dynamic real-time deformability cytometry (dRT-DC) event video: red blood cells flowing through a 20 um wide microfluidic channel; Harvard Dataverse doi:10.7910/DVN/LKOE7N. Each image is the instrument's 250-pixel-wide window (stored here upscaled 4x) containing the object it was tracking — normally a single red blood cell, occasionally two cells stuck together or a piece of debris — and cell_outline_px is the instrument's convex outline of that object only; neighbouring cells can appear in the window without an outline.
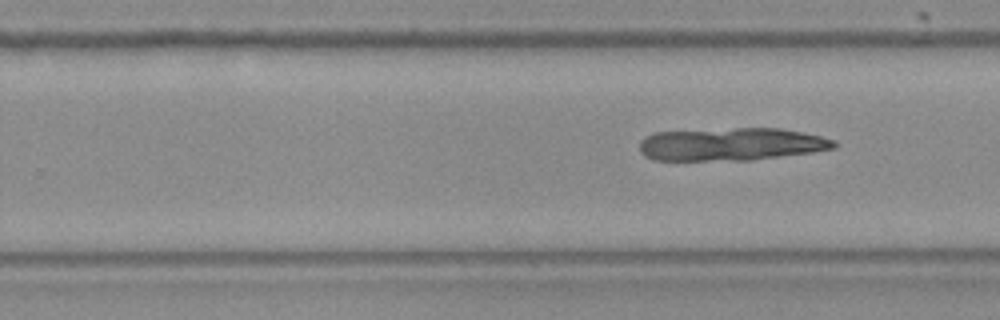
{"species": "Egyptian fruit bat (a non-hibernating species)", "species_latin": "Rousettus aegyptiacus", "temperature_condition": "room temperature", "stored_images_in_passage": 10, "segment_of_instrument_passage": [2, 2], "camera_frame_rate_fps": 3000, "um_per_image_px": 0.085, "frame": {"image": 1, "passage_image": 10, "time_ms": 3.0, "image_size_px": [1000, 320], "cell_outline_px": [[836, 148], [812, 152], [752, 160], [652, 160], [644, 156], [640, 152], [640, 140], [644, 136], [652, 132], [736, 128], [780, 128], [820, 136], [836, 140]], "centroid_in_image_um": [62.11, 12.26], "position_along_channel_um": 267.7, "area_um2": 37.4}}